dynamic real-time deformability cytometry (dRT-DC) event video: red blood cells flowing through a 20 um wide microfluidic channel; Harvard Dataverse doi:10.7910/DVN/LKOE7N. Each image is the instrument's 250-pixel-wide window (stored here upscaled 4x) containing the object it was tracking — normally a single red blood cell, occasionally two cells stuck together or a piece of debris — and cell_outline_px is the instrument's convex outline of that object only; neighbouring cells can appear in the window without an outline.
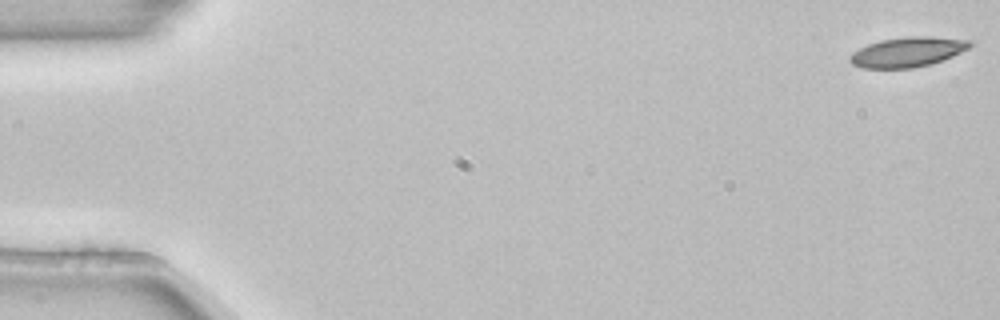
{"species": "common noctule bat (a hibernating species)", "species_latin": "Nyctalus noctula", "temperature_condition": "room temperature", "stored_images_in_passage": 5, "camera_frame_rate_fps": 3000, "um_per_image_px": 0.085, "animal": {"sex": "female", "body_mass_g": 22.7, "forearm_length_mm": 54.2}, "frame": {"image": 1, "passage_image": 1, "time_ms": 0.0, "image_size_px": [1000, 320], "cell_outline_px": [[972, 44], [968, 48], [952, 56], [932, 64], [912, 68], [864, 68], [852, 64], [848, 60], [848, 56], [852, 52], [868, 44], [880, 40], [908, 36], [928, 36], [972, 40]], "centroid_in_image_um": [77.12, 4.42], "position_along_channel_um": 7.9, "area_um2": 20.92}}
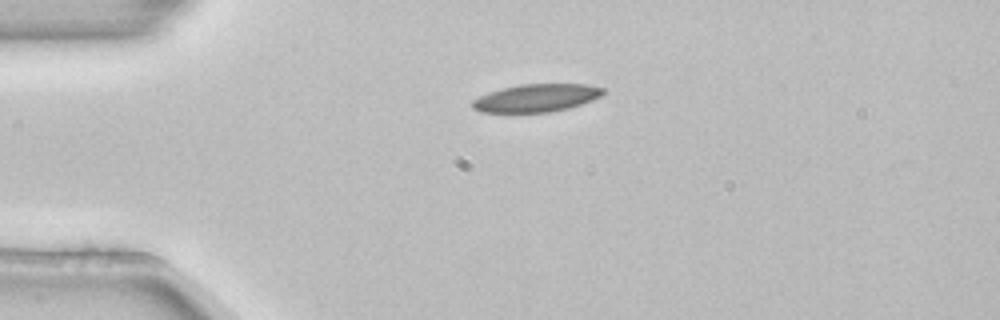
{"frame": {"image": 2, "passage_image": 4, "time_ms": 1.0, "image_size_px": [1000, 320], "cell_outline_px": [[604, 92], [600, 96], [592, 100], [568, 108], [548, 112], [480, 112], [472, 108], [472, 100], [488, 92], [520, 84], [588, 84], [604, 88]], "centroid_in_image_um": [45.58, 8.32], "position_along_channel_um": 39.4, "area_um2": 21.04}}